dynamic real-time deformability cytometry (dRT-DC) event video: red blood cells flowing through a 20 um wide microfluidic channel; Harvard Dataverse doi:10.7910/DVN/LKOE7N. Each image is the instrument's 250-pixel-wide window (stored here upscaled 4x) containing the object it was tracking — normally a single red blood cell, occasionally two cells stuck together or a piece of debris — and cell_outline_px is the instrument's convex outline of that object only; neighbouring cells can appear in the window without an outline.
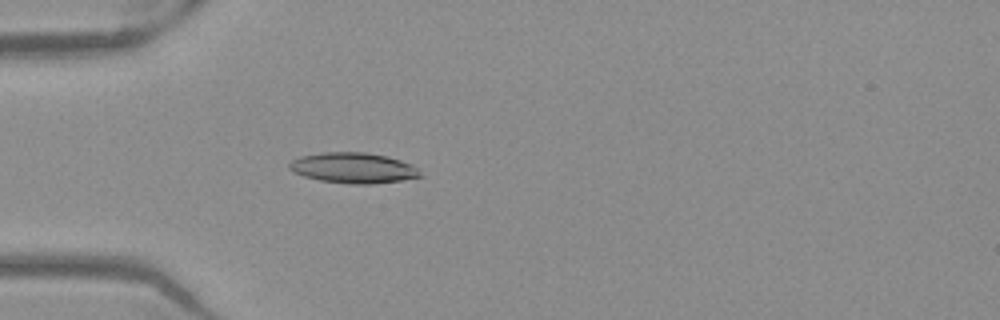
{"species": "Egyptian fruit bat (a non-hibernating species)", "species_latin": "Rousettus aegyptiacus", "temperature_condition": "warm", "stored_images_in_passage": 38, "camera_frame_rate_fps": 3000, "um_per_image_px": 0.085, "frame": {"image": 1, "passage_image": 2, "time_ms": 0.333, "image_size_px": [1000, 320], "cell_outline_px": [[424, 176], [400, 180], [372, 184], [352, 184], [320, 180], [304, 176], [292, 172], [288, 168], [288, 164], [292, 160], [300, 156], [324, 152], [364, 152], [388, 156], [412, 164]], "centroid_in_image_um": [30.02, 14.27], "position_along_channel_um": 55.0, "area_um2": 23.29}}
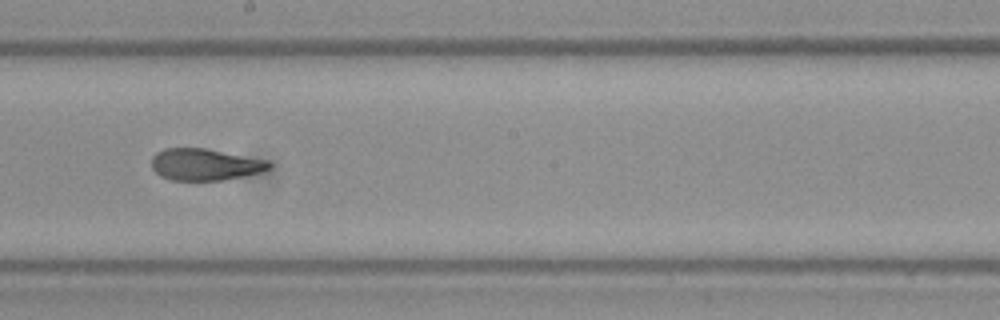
{"frame": {"image": 2, "passage_image": 16, "time_ms": 5.0, "image_size_px": [1000, 320], "cell_outline_px": [[272, 168], [260, 172], [244, 176], [224, 180], [172, 180], [160, 176], [152, 168], [152, 156], [156, 152], [164, 148], [204, 148], [268, 160], [272, 164]], "centroid_in_image_um": [17.43, 13.98], "position_along_channel_um": 230.8, "area_um2": 21.79}}
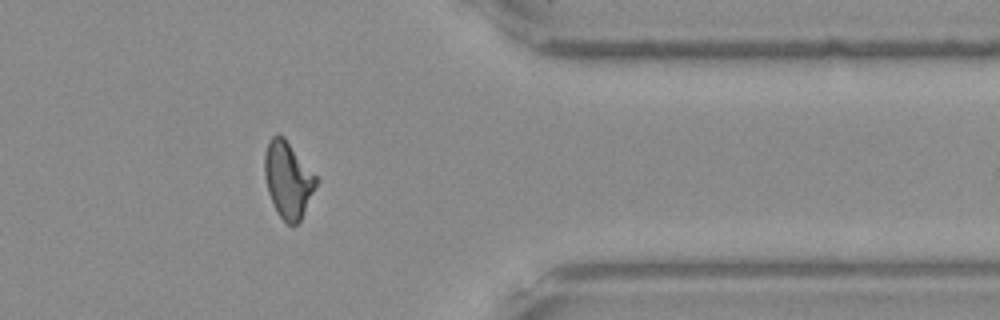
{"frame": {"image": 3, "passage_image": 29, "time_ms": 9.333, "image_size_px": [1000, 320], "cell_outline_px": [[320, 180], [300, 220], [296, 224], [288, 224], [276, 212], [268, 192], [264, 176], [264, 156], [268, 140], [276, 132], [284, 136]], "centroid_in_image_um": [24.48, 15.23], "position_along_channel_um": 386.9, "area_um2": 23.18}, "authors_computed_cell_mechanics": {"area_um2": 22.5998, "velocity_mm_per_s": 3.9336, "shape_relaxation_time_tau1_ms": null, "shape_relaxation_time_tau2_ms": 1.7221, "deformation_change_tau1": null, "deformation_change_tau2": 0.0869}}